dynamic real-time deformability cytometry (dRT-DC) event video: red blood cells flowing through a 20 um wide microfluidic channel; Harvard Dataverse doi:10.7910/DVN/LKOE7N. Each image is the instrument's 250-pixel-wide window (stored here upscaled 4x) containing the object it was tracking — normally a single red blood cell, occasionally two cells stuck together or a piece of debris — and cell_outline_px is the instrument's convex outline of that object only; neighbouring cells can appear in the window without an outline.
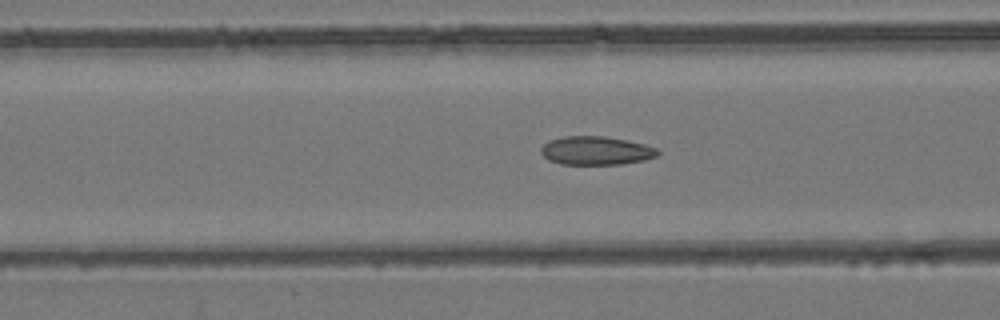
{"species": "common noctule bat (a hibernating species)", "species_latin": "Nyctalus noctula", "temperature_condition": "room temperature", "stored_images_in_passage": 55, "camera_frame_rate_fps": 3000, "um_per_image_px": 0.085, "animal": {"sex": "female", "body_mass_g": 24.6, "forearm_length_mm": 56.2}, "frame": {"image": 1, "passage_image": 22, "time_ms": 7.0, "image_size_px": [1000, 320], "cell_outline_px": [[660, 152], [656, 156], [644, 160], [620, 164], [560, 164], [548, 160], [540, 152], [540, 148], [548, 140], [564, 136], [604, 136], [628, 140], [644, 144], [656, 148]], "centroid_in_image_um": [50.63, 12.8], "position_along_channel_um": 116.0, "area_um2": 19.48}}
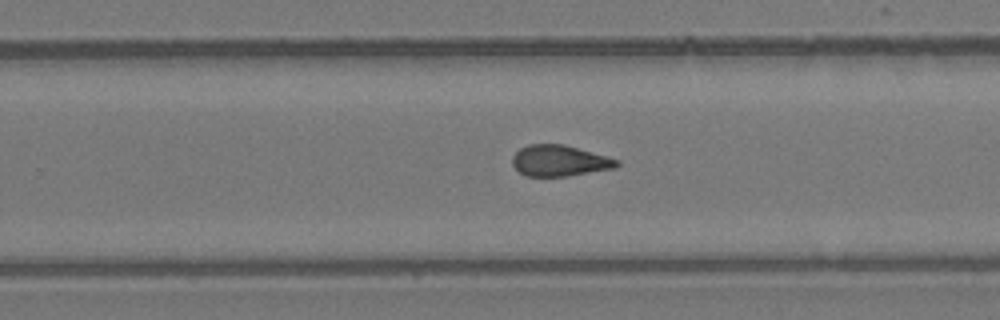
{"frame": {"image": 2, "passage_image": 35, "time_ms": 11.333, "image_size_px": [1000, 320], "cell_outline_px": [[620, 164], [616, 168], [568, 176], [524, 176], [512, 164], [512, 156], [520, 148], [528, 144], [564, 144], [608, 156], [620, 160]], "centroid_in_image_um": [47.58, 13.66], "position_along_channel_um": 282.2, "area_um2": 19.07}}
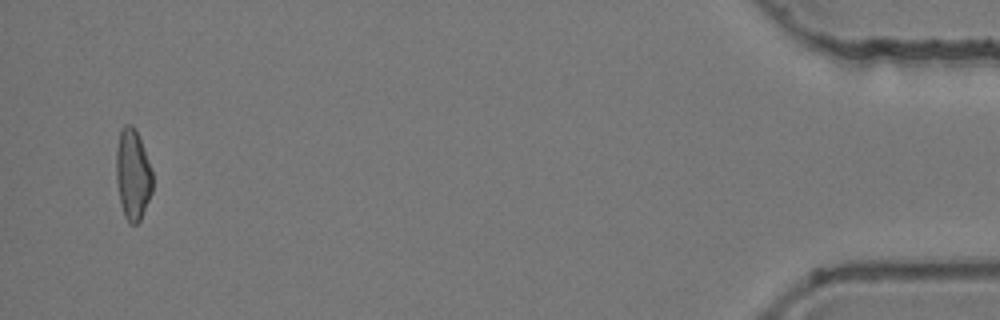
{"frame": {"image": 3, "passage_image": 53, "time_ms": 17.333, "image_size_px": [1000, 320], "cell_outline_px": [[152, 192], [140, 220], [136, 224], [128, 224], [124, 216], [120, 200], [116, 180], [116, 148], [120, 132], [124, 124], [132, 124], [140, 140], [148, 160], [152, 172]], "centroid_in_image_um": [11.27, 14.85], "position_along_channel_um": 423.9, "area_um2": 19.07}, "authors_computed_cell_mechanics": {"area_um2": 19.652, "velocity_mm_per_s": 3.8333, "shape_relaxation_time_tau1_ms": null, "shape_relaxation_time_tau2_ms": 3.3085, "deformation_change_tau1": null, "deformation_change_tau2": 0.0691}}